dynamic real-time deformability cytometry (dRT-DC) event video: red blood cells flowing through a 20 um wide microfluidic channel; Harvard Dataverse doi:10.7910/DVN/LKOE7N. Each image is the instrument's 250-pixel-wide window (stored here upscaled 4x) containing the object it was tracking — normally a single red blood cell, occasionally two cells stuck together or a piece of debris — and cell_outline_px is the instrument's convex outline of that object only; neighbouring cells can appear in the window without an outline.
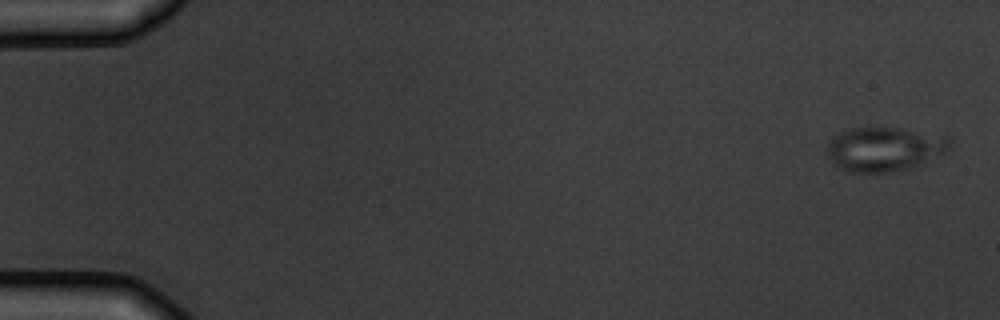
{"species": "common noctule bat (a hibernating species)", "species_latin": "Nyctalus noctula", "temperature_condition": "warm", "stored_images_in_passage": 5, "camera_frame_rate_fps": 3000, "um_per_image_px": 0.085, "animal": {"sex": "male", "body_mass_g": 19.5, "forearm_length_mm": 54.6}, "frame": {"image": 1, "passage_image": 1, "time_ms": 0.0, "image_size_px": [1000, 320], "cell_outline_px": [[952, 148], [944, 152], [908, 168], [896, 172], [848, 172], [832, 164], [824, 148], [832, 136], [840, 132], [852, 128], [900, 128], [948, 136], [952, 140]], "centroid_in_image_um": [75.12, 12.66], "position_along_channel_um": 9.9, "area_um2": 31.73}}